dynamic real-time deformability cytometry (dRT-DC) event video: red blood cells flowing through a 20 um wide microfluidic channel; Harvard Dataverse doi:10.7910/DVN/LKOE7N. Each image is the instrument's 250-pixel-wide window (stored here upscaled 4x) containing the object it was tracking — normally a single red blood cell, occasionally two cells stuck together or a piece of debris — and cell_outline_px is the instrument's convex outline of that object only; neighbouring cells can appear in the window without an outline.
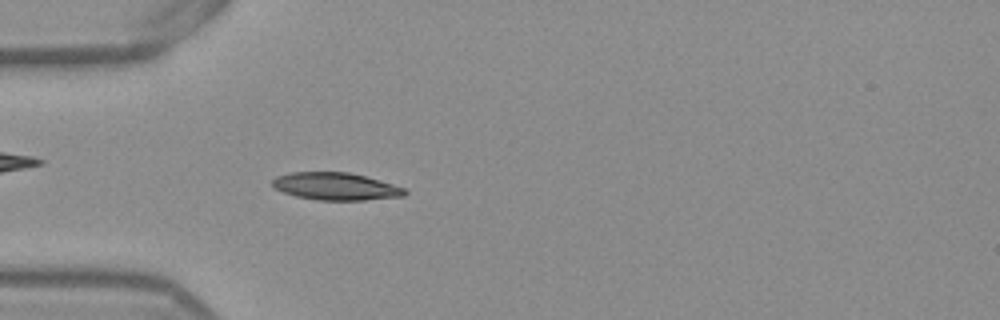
{"species": "Egyptian fruit bat (a non-hibernating species)", "species_latin": "Rousettus aegyptiacus", "temperature_condition": "warm", "stored_images_in_passage": 52, "camera_frame_rate_fps": 3000, "um_per_image_px": 0.085, "frame": {"image": 1, "passage_image": 15, "time_ms": 4.667, "image_size_px": [1000, 320], "cell_outline_px": [[408, 192], [404, 196], [364, 200], [316, 200], [296, 196], [272, 188], [272, 180], [276, 176], [288, 172], [348, 172], [364, 176], [392, 184], [404, 188]], "centroid_in_image_um": [28.49, 15.84], "position_along_channel_um": 56.5, "area_um2": 21.15}}
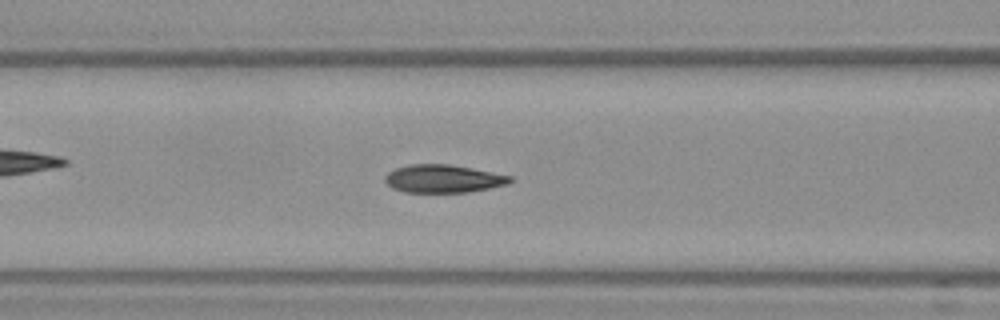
{"frame": {"image": 2, "passage_image": 21, "time_ms": 6.667, "image_size_px": [1000, 320], "cell_outline_px": [[512, 180], [508, 184], [468, 192], [404, 192], [392, 188], [384, 180], [384, 176], [388, 172], [396, 168], [408, 164], [448, 164], [472, 168], [512, 176]], "centroid_in_image_um": [37.65, 15.18], "position_along_channel_um": 129.0, "area_um2": 20.35}}
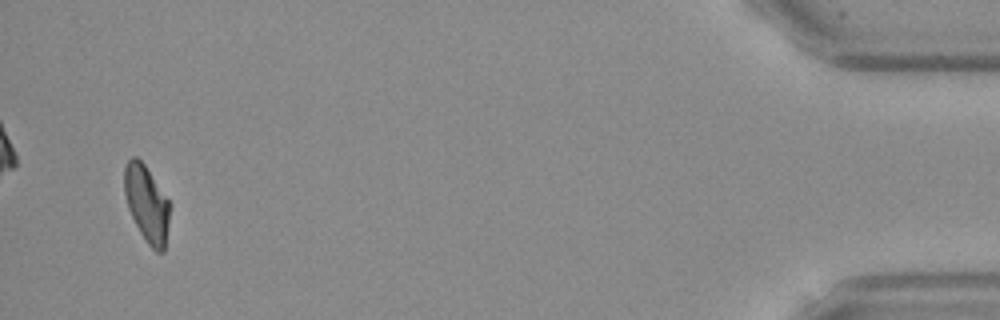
{"frame": {"image": 3, "passage_image": 50, "time_ms": 16.333, "image_size_px": [1000, 320], "cell_outline_px": [[172, 204], [164, 252], [156, 252], [148, 244], [140, 232], [128, 208], [124, 192], [124, 168], [128, 160], [132, 156], [136, 156], [144, 164]], "centroid_in_image_um": [12.5, 17.32], "position_along_channel_um": 422.7, "area_um2": 20.4}, "authors_computed_cell_mechanics": {"area_um2": 20.6924, "velocity_mm_per_s": 3.8791, "shape_relaxation_time_tau1_ms": 8.0442, "shape_relaxation_time_tau2_ms": 1.6711, "deformation_change_tau1": 0.2173, "deformation_change_tau2": 0.057}}